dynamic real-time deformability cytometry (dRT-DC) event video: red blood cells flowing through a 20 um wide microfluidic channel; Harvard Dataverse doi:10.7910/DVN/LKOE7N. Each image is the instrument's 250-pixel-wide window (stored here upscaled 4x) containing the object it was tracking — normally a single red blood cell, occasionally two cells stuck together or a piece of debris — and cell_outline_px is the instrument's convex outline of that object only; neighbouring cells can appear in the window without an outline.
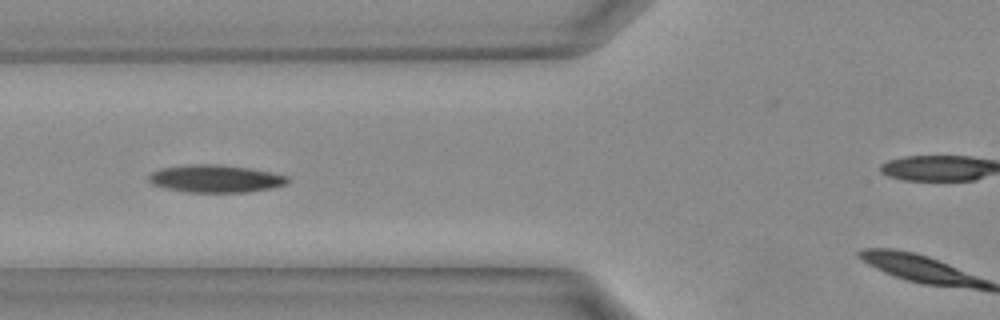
{"species": "Egyptian fruit bat (a non-hibernating species)", "species_latin": "Rousettus aegyptiacus", "temperature_condition": "warm", "stored_images_in_passage": 12, "camera_frame_rate_fps": 3000, "um_per_image_px": 0.085, "animal": {"sex": "female"}, "frame": {"image": 1, "passage_image": 6, "time_ms": 1.667, "image_size_px": [1000, 320], "cell_outline_px": [[288, 180], [284, 184], [268, 188], [244, 192], [188, 192], [168, 188], [152, 184], [148, 180], [148, 176], [152, 172], [160, 168], [184, 164], [220, 164], [252, 168], [272, 172], [288, 176]], "centroid_in_image_um": [18.28, 15.16], "position_along_channel_um": 107.5, "area_um2": 22.25}}
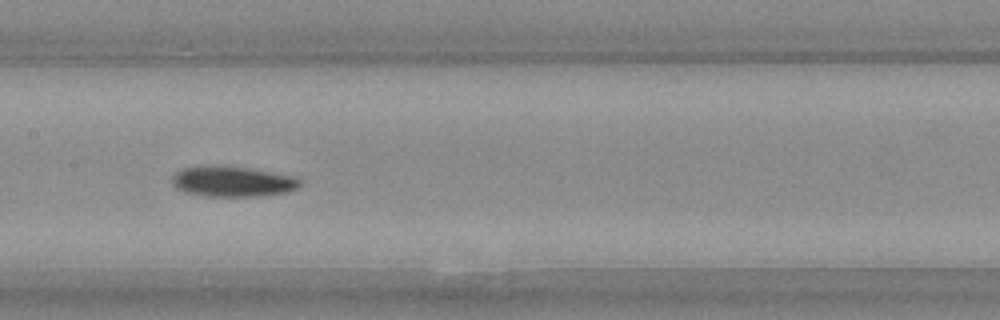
{"frame": {"image": 2, "passage_image": 10, "time_ms": 3.0, "image_size_px": [1000, 320], "cell_outline_px": [[300, 184], [296, 188], [284, 192], [256, 196], [212, 196], [188, 192], [172, 184], [172, 176], [176, 172], [184, 168], [244, 168], [292, 176], [300, 180]], "centroid_in_image_um": [19.79, 15.46], "position_along_channel_um": 187.6, "area_um2": 21.15}}